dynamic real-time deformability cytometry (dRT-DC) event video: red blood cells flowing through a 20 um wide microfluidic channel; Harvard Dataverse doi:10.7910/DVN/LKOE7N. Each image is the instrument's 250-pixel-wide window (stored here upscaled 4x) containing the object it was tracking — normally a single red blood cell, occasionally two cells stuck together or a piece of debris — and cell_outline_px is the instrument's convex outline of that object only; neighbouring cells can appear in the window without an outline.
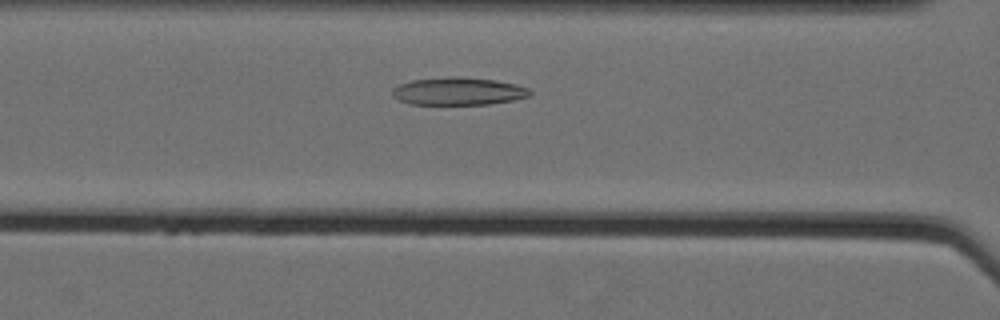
{"species": "Egyptian fruit bat (a non-hibernating species)", "species_latin": "Rousettus aegyptiacus", "temperature_condition": "cold", "stored_images_in_passage": 24, "camera_frame_rate_fps": 3000, "um_per_image_px": 0.085, "animal": {"sex": "female"}, "frame": {"image": 1, "passage_image": 12, "time_ms": 3.667, "image_size_px": [1000, 320], "cell_outline_px": [[532, 96], [512, 100], [488, 104], [412, 104], [400, 100], [392, 96], [392, 88], [400, 84], [412, 80], [448, 76], [460, 76], [496, 80], [516, 84], [528, 88], [532, 92]], "centroid_in_image_um": [38.98, 7.74], "position_along_channel_um": 127.6, "area_um2": 22.31}}
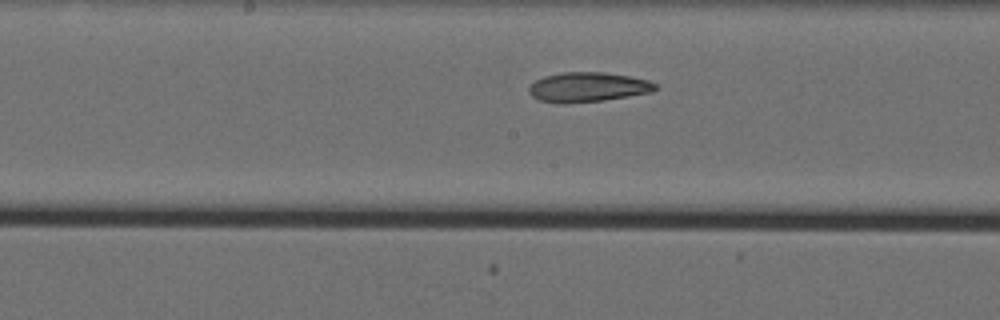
{"frame": {"image": 2, "passage_image": 18, "time_ms": 5.667, "image_size_px": [1000, 320], "cell_outline_px": [[656, 88], [652, 92], [604, 100], [564, 104], [560, 104], [540, 100], [532, 96], [528, 92], [528, 88], [536, 80], [544, 76], [560, 72], [604, 72], [628, 76], [648, 80], [656, 84]], "centroid_in_image_um": [49.93, 7.41], "position_along_channel_um": 198.3, "area_um2": 21.85}}
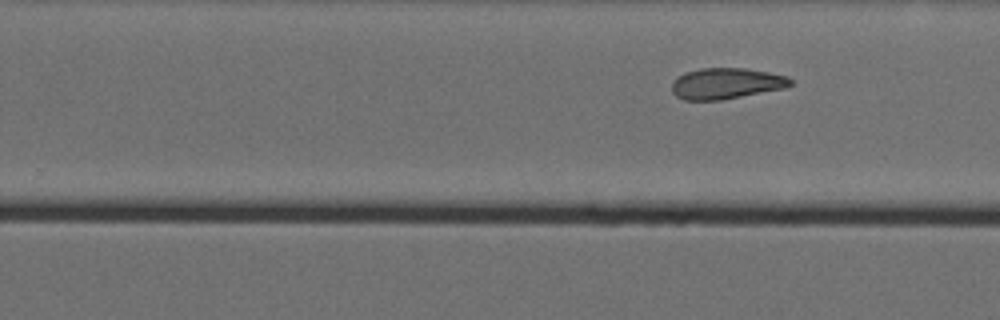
{"frame": {"image": 3, "passage_image": 24, "time_ms": 7.667, "image_size_px": [1000, 320], "cell_outline_px": [[792, 84], [788, 88], [720, 100], [684, 100], [676, 96], [672, 92], [672, 84], [684, 72], [700, 68], [744, 68], [768, 72], [788, 76], [792, 80]], "centroid_in_image_um": [61.76, 7.1], "position_along_channel_um": 268.0, "area_um2": 21.5}}